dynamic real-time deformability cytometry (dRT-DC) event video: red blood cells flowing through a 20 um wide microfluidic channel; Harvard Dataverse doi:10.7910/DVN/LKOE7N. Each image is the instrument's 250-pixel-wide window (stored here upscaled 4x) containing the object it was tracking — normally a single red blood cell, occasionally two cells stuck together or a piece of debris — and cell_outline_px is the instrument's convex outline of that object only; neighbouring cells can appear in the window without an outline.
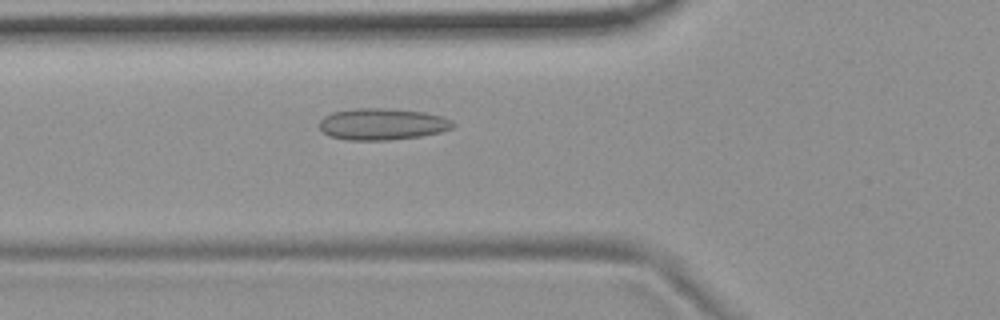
{"species": "common noctule bat (a hibernating species)", "species_latin": "Nyctalus noctula", "temperature_condition": "room temperature", "stored_images_in_passage": 2, "camera_frame_rate_fps": 3000, "um_per_image_px": 0.085, "animal": {"sex": "female", "body_mass_g": 19.9}, "frame": {"image": 1, "passage_image": 2, "time_ms": 0.333, "image_size_px": [1000, 320], "cell_outline_px": [[456, 124], [452, 128], [440, 132], [420, 136], [388, 140], [348, 140], [328, 136], [320, 128], [320, 120], [324, 116], [332, 112], [352, 108], [388, 108], [424, 112], [440, 116], [452, 120]], "centroid_in_image_um": [32.48, 10.54], "position_along_channel_um": 93.3, "area_um2": 24.68}}